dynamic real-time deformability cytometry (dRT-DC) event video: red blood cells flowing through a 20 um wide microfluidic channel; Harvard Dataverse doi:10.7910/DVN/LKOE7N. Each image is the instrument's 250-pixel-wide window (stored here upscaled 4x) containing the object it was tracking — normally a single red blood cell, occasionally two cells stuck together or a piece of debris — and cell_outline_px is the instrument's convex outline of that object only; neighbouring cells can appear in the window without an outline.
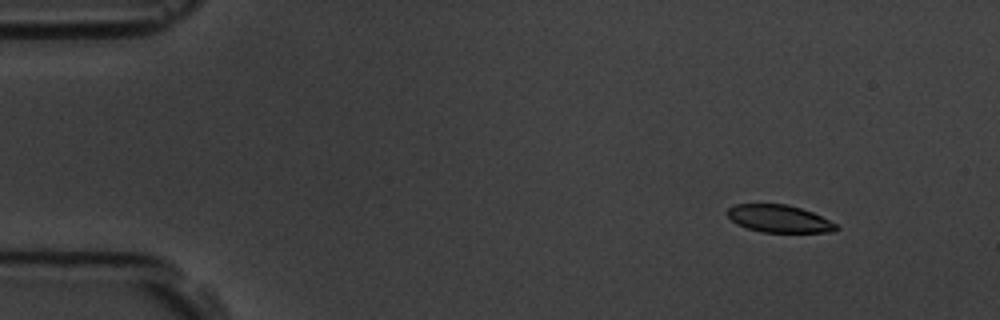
{"species": "common noctule bat (a hibernating species)", "species_latin": "Nyctalus noctula", "temperature_condition": "room temperature", "stored_images_in_passage": 6, "segment_of_instrument_passage": [1, 2], "camera_frame_rate_fps": 3000, "um_per_image_px": 0.085, "animal": {"sex": "male", "body_mass_g": 19.5, "forearm_length_mm": 54.6}, "frame": {"image": 1, "passage_image": 2, "time_ms": 1.0, "image_size_px": [1000, 320], "cell_outline_px": [[840, 228], [832, 232], [760, 232], [736, 224], [724, 212], [728, 208], [736, 204], [788, 204], [812, 212], [836, 224]], "centroid_in_image_um": [66.19, 18.59], "position_along_channel_um": 18.8, "area_um2": 17.4}}